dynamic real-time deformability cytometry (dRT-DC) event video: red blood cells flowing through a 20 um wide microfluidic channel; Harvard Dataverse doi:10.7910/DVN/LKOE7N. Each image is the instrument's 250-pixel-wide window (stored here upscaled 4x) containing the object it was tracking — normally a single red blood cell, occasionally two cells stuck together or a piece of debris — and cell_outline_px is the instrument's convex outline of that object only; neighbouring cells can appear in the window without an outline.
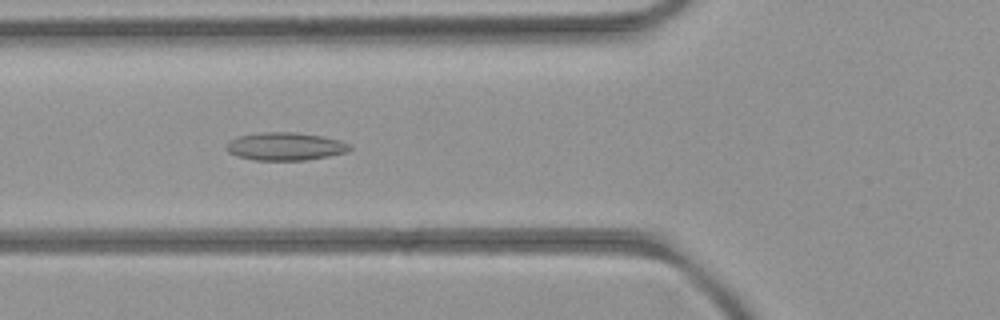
{"species": "common noctule bat (a hibernating species)", "species_latin": "Nyctalus noctula", "temperature_condition": "room temperature", "stored_images_in_passage": 8, "camera_frame_rate_fps": 3000, "um_per_image_px": 0.085, "animal": {"sex": "female", "body_mass_g": 21.9}, "frame": {"image": 1, "passage_image": 6, "time_ms": 5.667, "image_size_px": [1000, 320], "cell_outline_px": [[352, 148], [344, 152], [328, 156], [308, 160], [252, 160], [236, 156], [228, 152], [224, 148], [224, 144], [228, 140], [240, 136], [264, 132], [296, 132], [320, 136], [340, 140], [348, 144]], "centroid_in_image_um": [24.17, 12.45], "position_along_channel_um": 101.6, "area_um2": 20.11}}
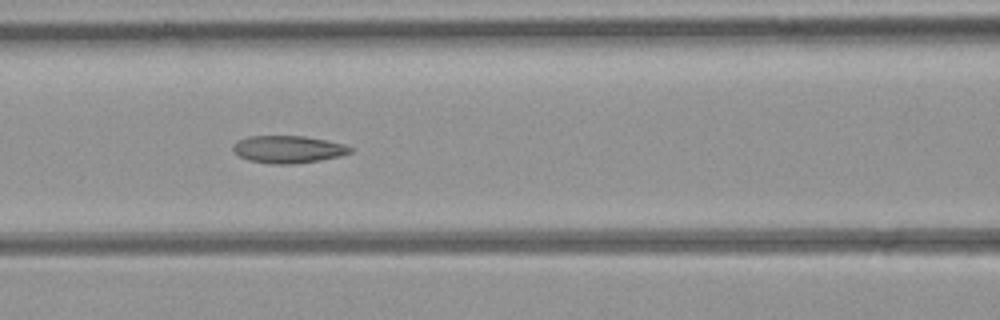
{"frame": {"image": 2, "passage_image": 7, "time_ms": 6.667, "image_size_px": [1000, 320], "cell_outline_px": [[352, 152], [340, 156], [320, 160], [296, 164], [272, 164], [248, 160], [240, 156], [232, 148], [232, 144], [248, 136], [304, 136], [344, 144], [352, 148]], "centroid_in_image_um": [24.49, 12.7], "position_along_channel_um": 142.1, "area_um2": 18.61}}
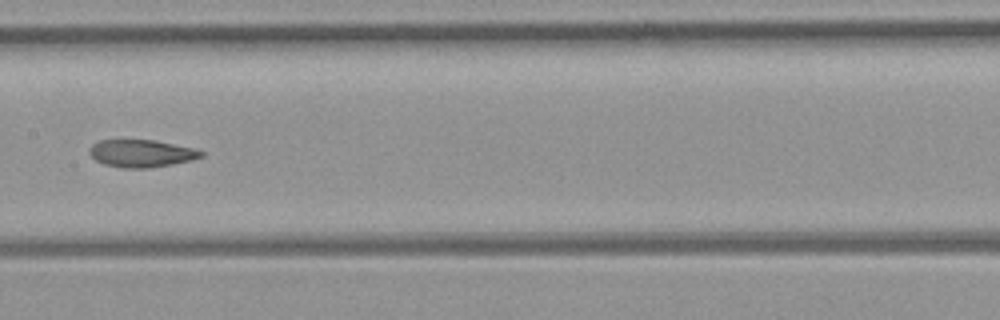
{"frame": {"image": 3, "passage_image": 8, "time_ms": 8.0, "image_size_px": [1000, 320], "cell_outline_px": [[204, 156], [192, 160], [172, 164], [148, 168], [124, 168], [104, 164], [96, 160], [88, 152], [88, 148], [92, 144], [100, 140], [156, 140], [196, 148], [204, 152]], "centroid_in_image_um": [12.04, 13.03], "position_along_channel_um": 195.4, "area_um2": 18.03}}